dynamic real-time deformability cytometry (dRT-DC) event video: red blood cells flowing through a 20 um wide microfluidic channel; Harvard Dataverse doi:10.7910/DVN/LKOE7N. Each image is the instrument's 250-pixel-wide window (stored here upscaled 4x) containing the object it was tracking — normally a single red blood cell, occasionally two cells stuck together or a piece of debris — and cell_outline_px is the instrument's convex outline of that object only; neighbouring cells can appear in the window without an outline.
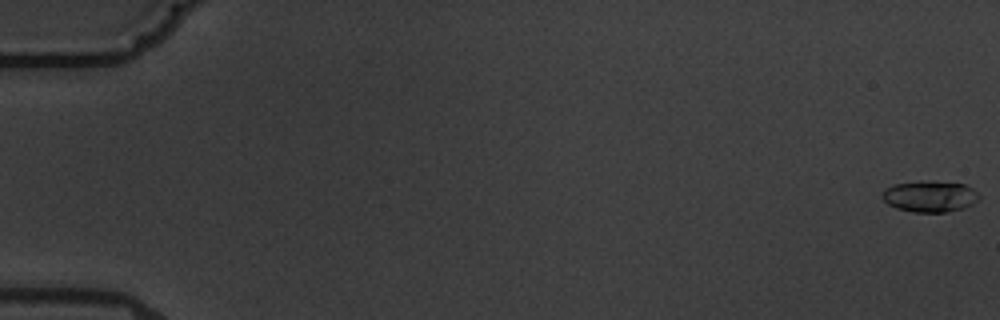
{"species": "common noctule bat (a hibernating species)", "species_latin": "Nyctalus noctula", "temperature_condition": "warm", "stored_images_in_passage": 6, "camera_frame_rate_fps": 3000, "um_per_image_px": 0.085, "animal": {"sex": "male", "body_mass_g": 19.5, "forearm_length_mm": 54.6}, "frame": {"image": 1, "passage_image": 1, "time_ms": 0.0, "image_size_px": [1000, 320], "cell_outline_px": [[980, 196], [972, 204], [964, 208], [948, 212], [912, 212], [896, 208], [888, 204], [880, 196], [884, 188], [892, 184], [928, 180], [964, 184], [972, 188]], "centroid_in_image_um": [78.99, 16.68], "position_along_channel_um": 6.0, "area_um2": 17.8}}
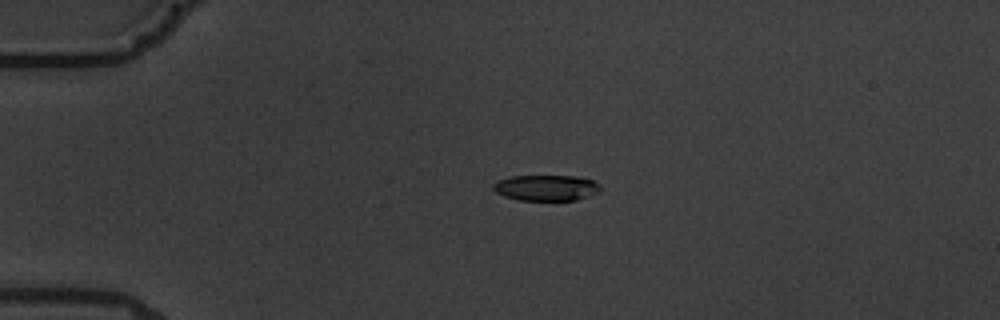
{"frame": {"image": 2, "passage_image": 5, "time_ms": 4.667, "image_size_px": [1000, 320], "cell_outline_px": [[600, 192], [576, 200], [520, 200], [504, 196], [496, 192], [492, 188], [492, 184], [500, 180], [512, 176], [576, 176], [592, 180], [600, 184]], "centroid_in_image_um": [46.44, 15.96], "position_along_channel_um": 38.6, "area_um2": 16.07}}